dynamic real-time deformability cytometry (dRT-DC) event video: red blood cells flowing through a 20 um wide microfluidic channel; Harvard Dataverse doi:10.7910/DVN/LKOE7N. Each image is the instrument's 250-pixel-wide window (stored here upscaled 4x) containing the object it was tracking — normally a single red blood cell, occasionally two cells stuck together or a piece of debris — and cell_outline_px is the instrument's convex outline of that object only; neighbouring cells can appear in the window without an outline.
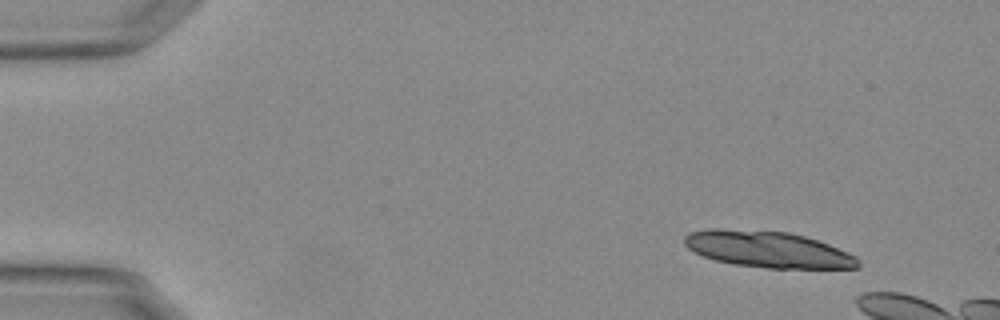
{"species": "Egyptian fruit bat (a non-hibernating species)", "species_latin": "Rousettus aegyptiacus", "temperature_condition": "warm", "stored_images_in_passage": 14, "camera_frame_rate_fps": 3000, "um_per_image_px": 0.085, "animal": {"sex": "female"}, "frame": {"image": 1, "passage_image": 5, "time_ms": 1.333, "image_size_px": [1000, 320], "cell_outline_px": [[860, 268], [768, 268], [736, 264], [716, 260], [704, 256], [688, 248], [684, 244], [684, 236], [692, 232], [708, 228], [716, 228], [788, 232], [804, 236], [828, 244], [848, 252], [856, 256], [860, 260]], "centroid_in_image_um": [65.29, 21.2], "position_along_channel_um": 19.7, "area_um2": 36.53}}